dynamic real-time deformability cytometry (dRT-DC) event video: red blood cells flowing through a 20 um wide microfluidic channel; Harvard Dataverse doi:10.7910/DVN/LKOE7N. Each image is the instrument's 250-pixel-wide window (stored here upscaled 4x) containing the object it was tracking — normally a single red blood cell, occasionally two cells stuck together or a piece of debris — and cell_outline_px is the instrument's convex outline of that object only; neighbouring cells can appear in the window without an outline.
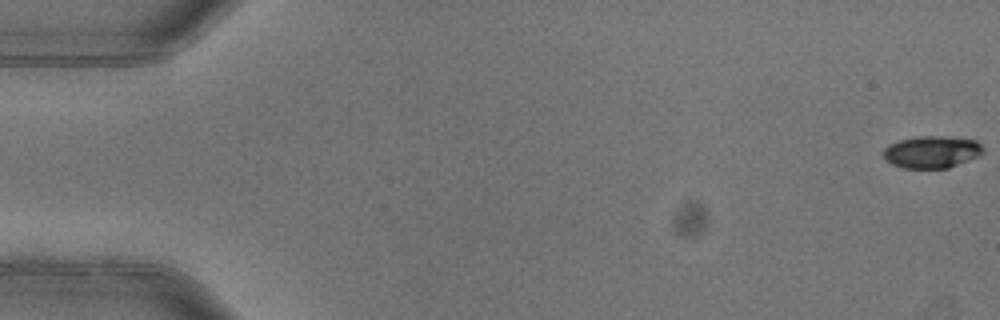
{"species": "common noctule bat (a hibernating species)", "species_latin": "Nyctalus noctula", "temperature_condition": "warm", "stored_images_in_passage": 4, "camera_frame_rate_fps": 3000, "um_per_image_px": 0.085, "animal": {"sex": "female"}, "frame": {"image": 1, "passage_image": 1, "time_ms": 0.0, "image_size_px": [1000, 320], "cell_outline_px": [[984, 152], [968, 160], [948, 168], [900, 168], [884, 160], [884, 148], [888, 144], [900, 140], [920, 136], [944, 136], [976, 140], [984, 148]], "centroid_in_image_um": [79.17, 12.91], "position_along_channel_um": 5.8, "area_um2": 18.67}}
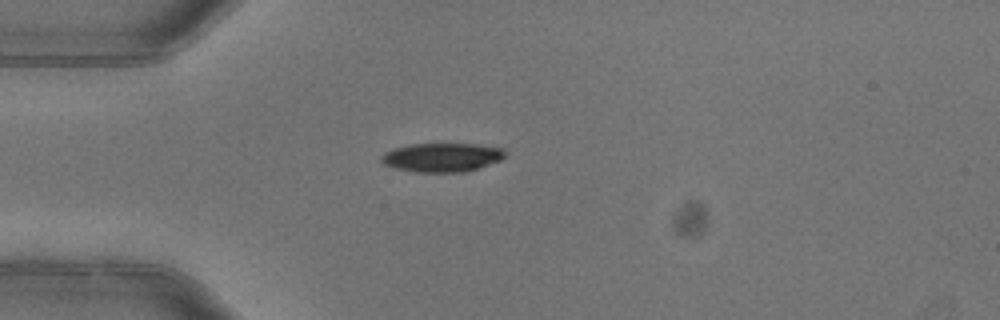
{"frame": {"image": 2, "passage_image": 4, "time_ms": 1.0, "image_size_px": [1000, 320], "cell_outline_px": [[504, 156], [500, 160], [464, 172], [416, 172], [396, 168], [384, 164], [380, 160], [380, 156], [384, 152], [392, 148], [408, 144], [476, 144], [504, 148]], "centroid_in_image_um": [37.51, 13.36], "position_along_channel_um": 47.5, "area_um2": 20.75}}